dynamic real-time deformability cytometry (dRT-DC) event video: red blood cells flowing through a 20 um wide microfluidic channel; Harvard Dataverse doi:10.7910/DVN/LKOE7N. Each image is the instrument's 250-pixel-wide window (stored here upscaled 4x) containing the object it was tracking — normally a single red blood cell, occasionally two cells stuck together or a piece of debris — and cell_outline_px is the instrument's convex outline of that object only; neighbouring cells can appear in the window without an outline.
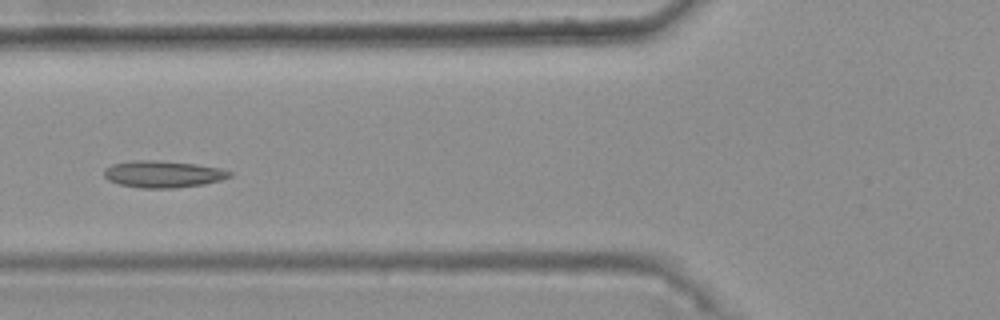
{"species": "common noctule bat (a hibernating species)", "species_latin": "Nyctalus noctula", "temperature_condition": "warm", "stored_images_in_passage": 45, "camera_frame_rate_fps": 3000, "um_per_image_px": 0.085, "animal": {"sex": "female", "body_mass_g": 25.1}, "frame": {"image": 1, "passage_image": 20, "time_ms": 6.333, "image_size_px": [1000, 320], "cell_outline_px": [[232, 176], [220, 180], [204, 184], [176, 188], [140, 188], [120, 184], [108, 180], [104, 176], [104, 168], [112, 164], [132, 160], [148, 160], [196, 164], [220, 168], [232, 172]], "centroid_in_image_um": [13.84, 14.8], "position_along_channel_um": 112.0, "area_um2": 19.59}, "authors_computed_cell_mechanics": {"area_um2": 18.2648, "velocity_mm_per_s": 3.7026, "shape_relaxation_time_tau1_ms": 7.5469, "shape_relaxation_time_tau2_ms": 2.4899, "deformation_change_tau1": 0.1318, "deformation_change_tau2": 0.0827}}